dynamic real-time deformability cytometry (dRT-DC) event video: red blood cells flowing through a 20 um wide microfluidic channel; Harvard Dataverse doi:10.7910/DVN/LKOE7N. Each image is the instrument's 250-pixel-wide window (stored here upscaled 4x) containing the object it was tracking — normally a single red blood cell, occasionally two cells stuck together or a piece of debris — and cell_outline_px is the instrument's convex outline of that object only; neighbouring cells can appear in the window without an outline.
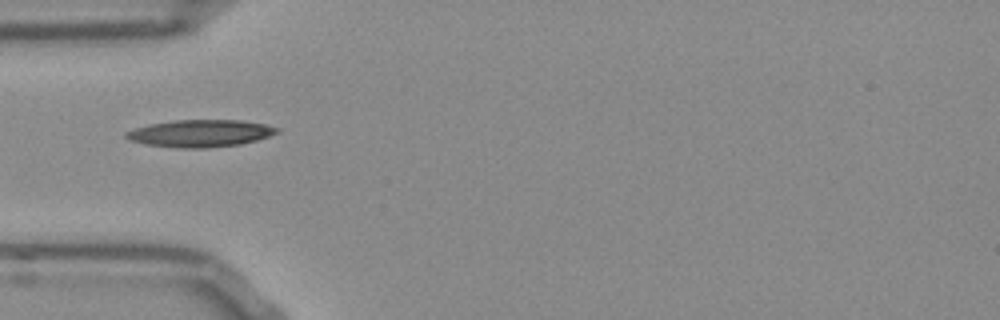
{"species": "Egyptian fruit bat (a non-hibernating species)", "species_latin": "Rousettus aegyptiacus", "temperature_condition": "room temperature", "stored_images_in_passage": 22, "camera_frame_rate_fps": 3000, "um_per_image_px": 0.085, "frame": {"image": 1, "passage_image": 1, "time_ms": 0.0, "image_size_px": [1000, 320], "cell_outline_px": [[280, 132], [256, 140], [240, 144], [204, 148], [180, 148], [144, 144], [128, 140], [124, 136], [124, 132], [148, 124], [172, 120], [244, 120], [268, 124], [280, 128]], "centroid_in_image_um": [17.02, 11.32], "position_along_channel_um": 68.0, "area_um2": 24.16}}
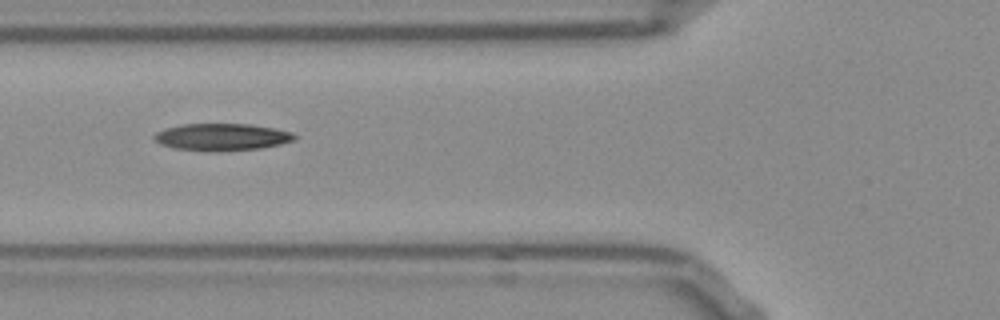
{"frame": {"image": 2, "passage_image": 4, "time_ms": 1.0, "image_size_px": [1000, 320], "cell_outline_px": [[300, 136], [296, 140], [280, 144], [260, 148], [216, 152], [208, 152], [172, 148], [160, 144], [152, 140], [152, 136], [156, 132], [164, 128], [180, 124], [248, 124], [276, 128], [292, 132]], "centroid_in_image_um": [18.84, 11.65], "position_along_channel_um": 107.0, "area_um2": 22.72}}
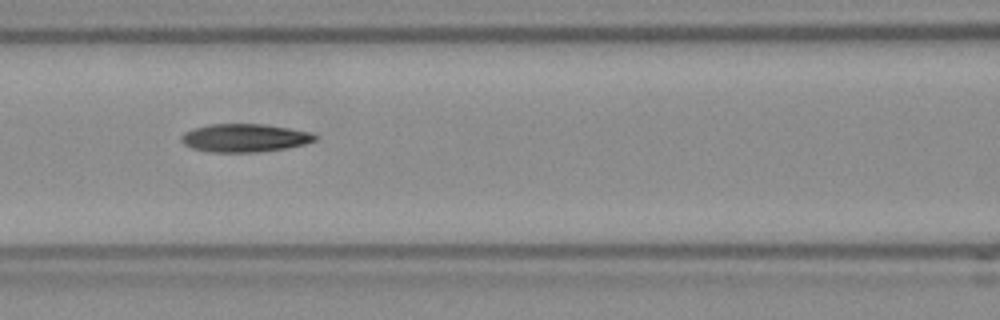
{"frame": {"image": 3, "passage_image": 7, "time_ms": 2.0, "image_size_px": [1000, 320], "cell_outline_px": [[316, 140], [304, 144], [284, 148], [256, 152], [208, 152], [192, 148], [184, 144], [180, 140], [180, 136], [184, 132], [192, 128], [208, 124], [264, 124], [288, 128], [308, 132], [316, 136]], "centroid_in_image_um": [20.71, 11.72], "position_along_channel_um": 145.9, "area_um2": 21.85}}